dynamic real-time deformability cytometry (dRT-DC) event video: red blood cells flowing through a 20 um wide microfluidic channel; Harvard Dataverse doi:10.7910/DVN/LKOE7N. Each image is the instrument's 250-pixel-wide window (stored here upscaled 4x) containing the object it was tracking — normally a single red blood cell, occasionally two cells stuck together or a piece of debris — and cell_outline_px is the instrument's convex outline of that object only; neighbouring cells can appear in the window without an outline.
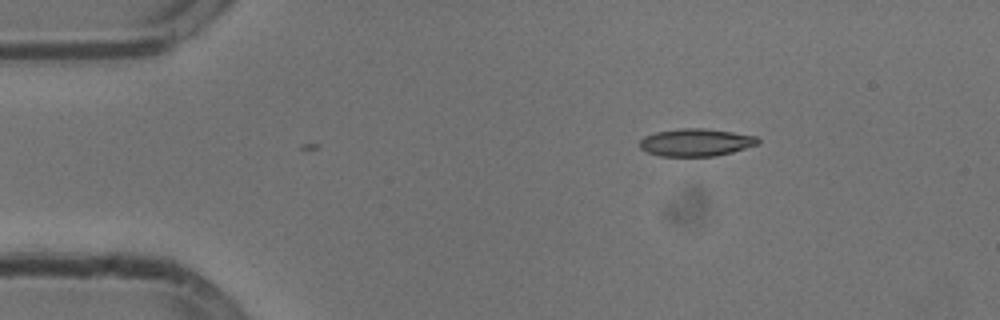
{"species": "common noctule bat (a hibernating species)", "species_latin": "Nyctalus noctula", "temperature_condition": "cold", "stored_images_in_passage": 2, "camera_frame_rate_fps": 3000, "um_per_image_px": 0.085, "animal": {"sex": "male", "body_mass_g": 13.3}, "frame": {"image": 1, "passage_image": 2, "time_ms": 0.333, "image_size_px": [1000, 320], "cell_outline_px": [[760, 144], [732, 152], [716, 156], [660, 156], [644, 152], [640, 148], [640, 140], [644, 136], [656, 132], [680, 128], [704, 128], [732, 132], [756, 136], [760, 140]], "centroid_in_image_um": [59.14, 12.11], "position_along_channel_um": 25.9, "area_um2": 19.13}}